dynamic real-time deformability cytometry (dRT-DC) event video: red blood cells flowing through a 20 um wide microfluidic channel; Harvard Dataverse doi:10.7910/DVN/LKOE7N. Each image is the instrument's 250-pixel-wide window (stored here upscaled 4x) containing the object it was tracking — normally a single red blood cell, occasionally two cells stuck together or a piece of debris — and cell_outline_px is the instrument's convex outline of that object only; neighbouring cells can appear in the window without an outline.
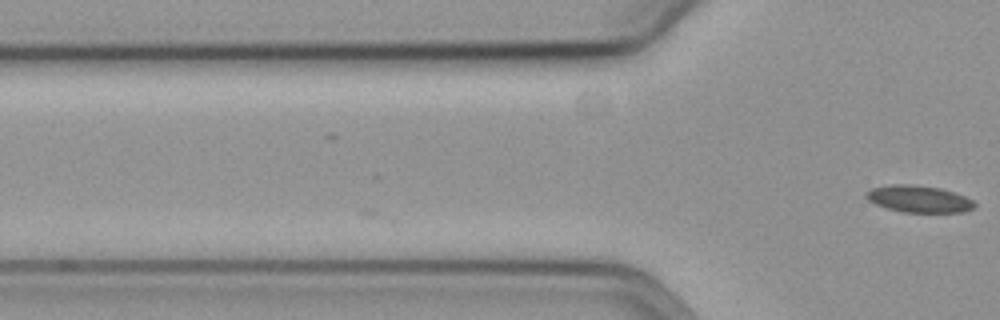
{"species": "common noctule bat (a hibernating species)", "species_latin": "Nyctalus noctula", "temperature_condition": "cold", "stored_images_in_passage": 3, "camera_frame_rate_fps": 3000, "um_per_image_px": 0.085, "animal": {"sex": "female", "body_mass_g": 19.3, "forearm_length_mm": 54.1}, "frame": {"image": 1, "passage_image": 3, "time_ms": 0.667, "image_size_px": [1000, 320], "cell_outline_px": [[976, 208], [964, 212], [904, 212], [888, 208], [876, 204], [868, 200], [864, 196], [872, 188], [892, 184], [908, 184], [940, 188], [964, 196], [972, 200], [976, 204]], "centroid_in_image_um": [78.12, 16.92], "position_along_channel_um": 47.7, "area_um2": 16.82}}